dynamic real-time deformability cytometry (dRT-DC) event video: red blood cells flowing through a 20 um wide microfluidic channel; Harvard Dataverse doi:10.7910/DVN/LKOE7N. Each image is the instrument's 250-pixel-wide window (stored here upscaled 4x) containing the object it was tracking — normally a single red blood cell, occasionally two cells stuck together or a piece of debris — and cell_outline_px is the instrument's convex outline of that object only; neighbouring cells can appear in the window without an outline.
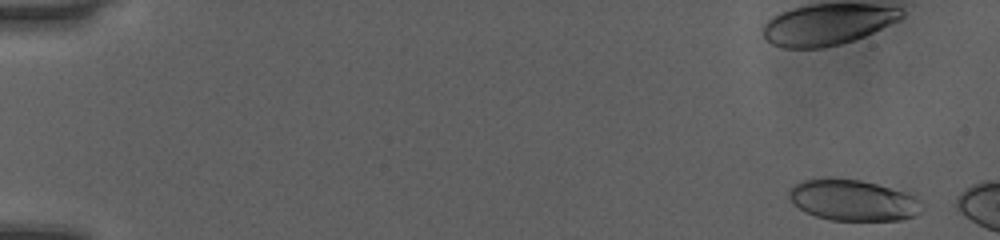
{"species": "human", "species_latin": "Homo sapiens", "temperature_condition": "room temperature", "stored_images_in_passage": 9, "camera_frame_rate_fps": 3000, "um_per_image_px": 0.085, "donor": {"sex": "female"}, "frame": {"image": 1, "passage_image": 3, "time_ms": 0.667, "image_size_px": [1000, 240], "cell_outline_px": [[924, 208], [916, 216], [900, 220], [832, 220], [816, 216], [804, 212], [792, 204], [788, 196], [788, 192], [796, 184], [804, 180], [828, 176], [860, 180], [908, 192], [920, 200]], "centroid_in_image_um": [72.51, 17.01], "position_along_channel_um": 12.5, "area_um2": 32.31}}